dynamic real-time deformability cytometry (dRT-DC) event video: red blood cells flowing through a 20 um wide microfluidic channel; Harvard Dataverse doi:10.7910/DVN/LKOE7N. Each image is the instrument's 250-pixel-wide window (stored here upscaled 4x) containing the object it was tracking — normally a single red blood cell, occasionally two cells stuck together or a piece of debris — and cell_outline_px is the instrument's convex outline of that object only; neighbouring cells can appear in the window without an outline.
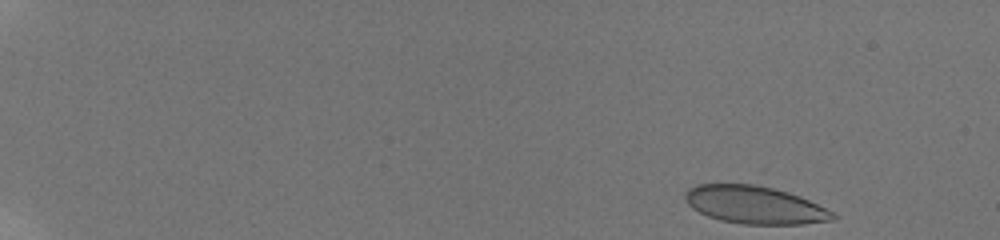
{"species": "human", "species_latin": "Homo sapiens", "temperature_condition": "room temperature", "stored_images_in_passage": 18, "camera_frame_rate_fps": 3000, "um_per_image_px": 0.085, "donor": {"sex": "male"}, "frame": {"image": 1, "passage_image": 1, "time_ms": 0.0, "image_size_px": [1000, 240], "cell_outline_px": [[836, 216], [832, 220], [804, 224], [744, 224], [720, 220], [708, 216], [692, 208], [688, 204], [684, 196], [684, 192], [688, 188], [696, 184], [764, 184], [800, 196], [832, 212]], "centroid_in_image_um": [64.11, 17.4], "position_along_channel_um": 20.9, "area_um2": 32.54}}
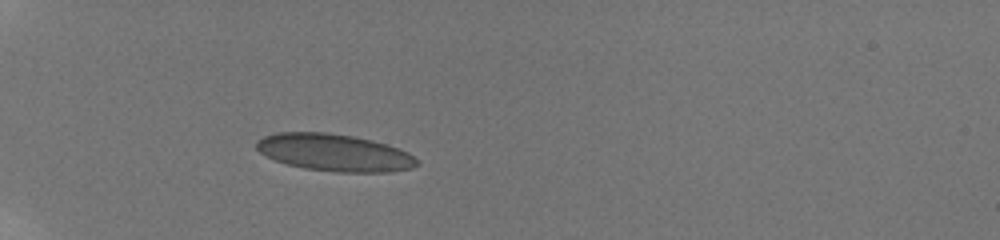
{"frame": {"image": 2, "passage_image": 10, "time_ms": 4.667, "image_size_px": [1000, 240], "cell_outline_px": [[420, 164], [412, 168], [388, 172], [336, 172], [304, 168], [288, 164], [276, 160], [260, 152], [256, 148], [256, 140], [264, 136], [276, 132], [328, 132], [352, 136], [372, 140], [408, 152]], "centroid_in_image_um": [28.4, 12.96], "position_along_channel_um": 56.6, "area_um2": 34.56}}
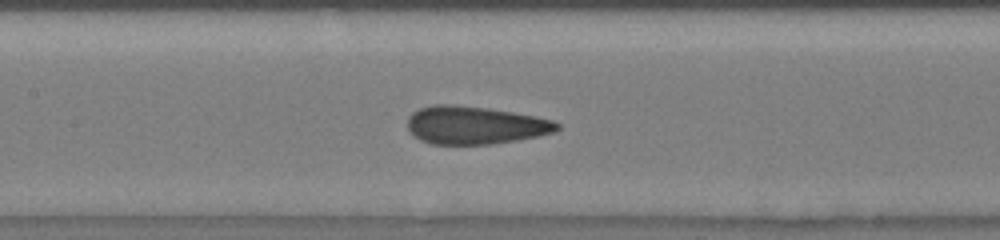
{"frame": {"image": 3, "passage_image": 17, "time_ms": 8.333, "image_size_px": [1000, 240], "cell_outline_px": [[560, 128], [556, 132], [516, 140], [492, 144], [432, 144], [420, 140], [412, 136], [408, 132], [408, 116], [412, 112], [420, 108], [432, 104], [448, 104], [488, 108], [536, 116], [552, 120], [560, 124]], "centroid_in_image_um": [40.34, 10.64], "position_along_channel_um": 167.1, "area_um2": 33.23}}